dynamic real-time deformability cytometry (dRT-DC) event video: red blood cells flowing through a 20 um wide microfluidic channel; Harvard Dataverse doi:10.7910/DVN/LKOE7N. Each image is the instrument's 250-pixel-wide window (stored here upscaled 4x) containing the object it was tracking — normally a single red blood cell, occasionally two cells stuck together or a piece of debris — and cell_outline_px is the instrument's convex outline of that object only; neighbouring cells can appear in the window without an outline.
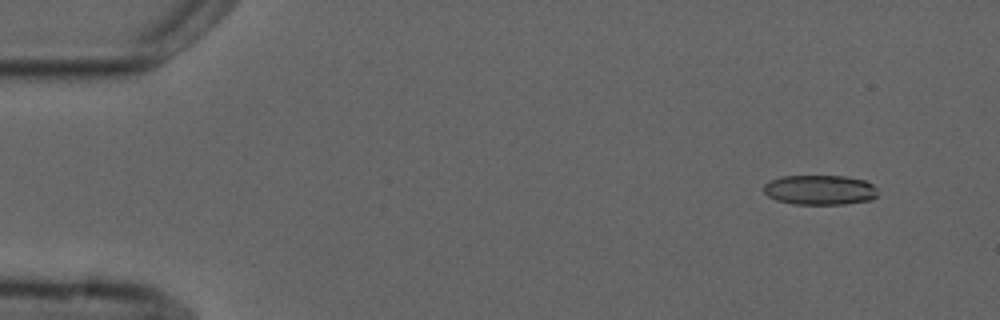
{"species": "common noctule bat (a hibernating species)", "species_latin": "Nyctalus noctula", "temperature_condition": "cold", "stored_images_in_passage": 5, "camera_frame_rate_fps": 3000, "um_per_image_px": 0.085, "animal": {"sex": "male", "forearm_length_mm": 52.5}, "frame": {"image": 1, "passage_image": 2, "time_ms": 1.0, "image_size_px": [1000, 320], "cell_outline_px": [[876, 196], [872, 200], [844, 204], [792, 204], [776, 200], [768, 196], [764, 192], [764, 184], [772, 180], [784, 176], [844, 176], [864, 180], [872, 184], [876, 188]], "centroid_in_image_um": [69.69, 16.15], "position_along_channel_um": 15.3, "area_um2": 19.77}}
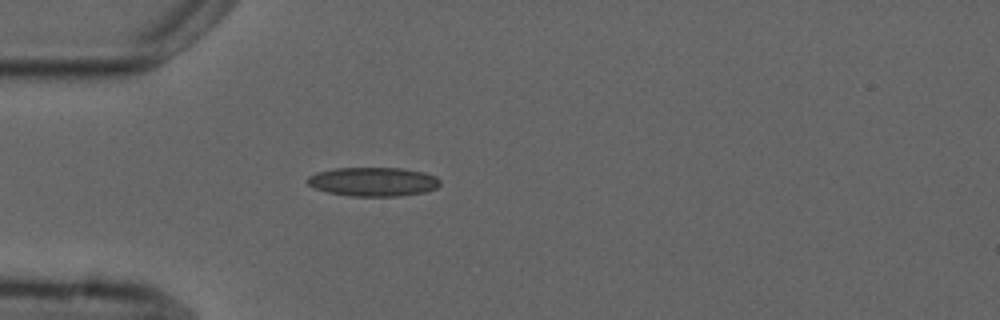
{"frame": {"image": 2, "passage_image": 5, "time_ms": 4.667, "image_size_px": [1000, 320], "cell_outline_px": [[440, 184], [436, 188], [424, 192], [400, 196], [352, 196], [328, 192], [316, 188], [308, 184], [304, 180], [308, 176], [316, 172], [336, 168], [400, 168], [424, 172], [436, 176], [440, 180]], "centroid_in_image_um": [31.71, 15.44], "position_along_channel_um": 53.3, "area_um2": 22.43}}